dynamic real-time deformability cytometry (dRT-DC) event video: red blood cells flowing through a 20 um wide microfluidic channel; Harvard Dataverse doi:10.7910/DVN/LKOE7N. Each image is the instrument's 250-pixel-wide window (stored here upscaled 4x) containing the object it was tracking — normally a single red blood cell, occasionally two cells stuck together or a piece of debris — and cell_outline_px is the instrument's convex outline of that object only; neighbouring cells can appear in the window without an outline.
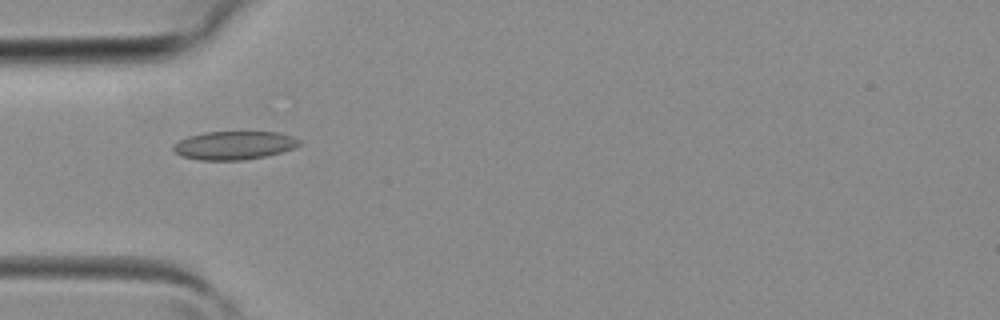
{"species": "common noctule bat (a hibernating species)", "species_latin": "Nyctalus noctula", "temperature_condition": "room temperature", "stored_images_in_passage": 30, "camera_frame_rate_fps": 3000, "um_per_image_px": 0.085, "animal": {"sex": "female", "body_mass_g": 19.3, "forearm_length_mm": 54.1}, "frame": {"image": 1, "passage_image": 3, "time_ms": 0.667, "image_size_px": [1000, 320], "cell_outline_px": [[300, 144], [292, 148], [280, 152], [264, 156], [244, 160], [200, 160], [184, 156], [176, 152], [172, 148], [172, 144], [188, 136], [204, 132], [280, 132], [292, 136], [300, 140]], "centroid_in_image_um": [19.88, 12.34], "position_along_channel_um": 65.1, "area_um2": 20.69}}
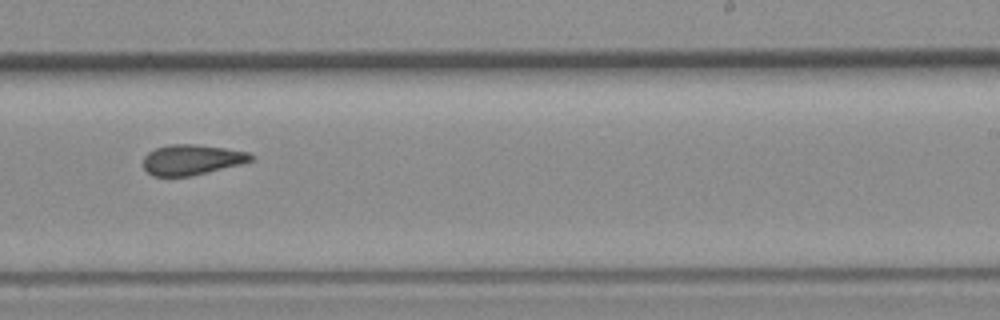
{"frame": {"image": 2, "passage_image": 15, "time_ms": 4.667, "image_size_px": [1000, 320], "cell_outline_px": [[256, 156], [252, 160], [240, 164], [192, 176], [152, 176], [144, 168], [144, 156], [148, 152], [156, 148], [172, 144], [196, 144], [224, 148], [248, 152]], "centroid_in_image_um": [16.3, 13.57], "position_along_channel_um": 272.7, "area_um2": 18.96}}
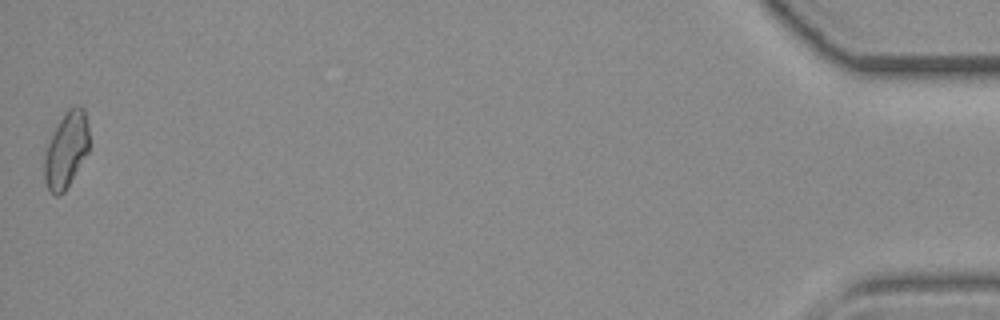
{"frame": {"image": 3, "passage_image": 30, "time_ms": 9.667, "image_size_px": [1000, 320], "cell_outline_px": [[88, 152], [64, 192], [60, 196], [56, 196], [48, 188], [44, 180], [44, 152], [64, 112], [68, 108], [76, 104], [84, 108], [88, 124]], "centroid_in_image_um": [5.63, 12.73], "position_along_channel_um": 429.6, "area_um2": 19.65}}